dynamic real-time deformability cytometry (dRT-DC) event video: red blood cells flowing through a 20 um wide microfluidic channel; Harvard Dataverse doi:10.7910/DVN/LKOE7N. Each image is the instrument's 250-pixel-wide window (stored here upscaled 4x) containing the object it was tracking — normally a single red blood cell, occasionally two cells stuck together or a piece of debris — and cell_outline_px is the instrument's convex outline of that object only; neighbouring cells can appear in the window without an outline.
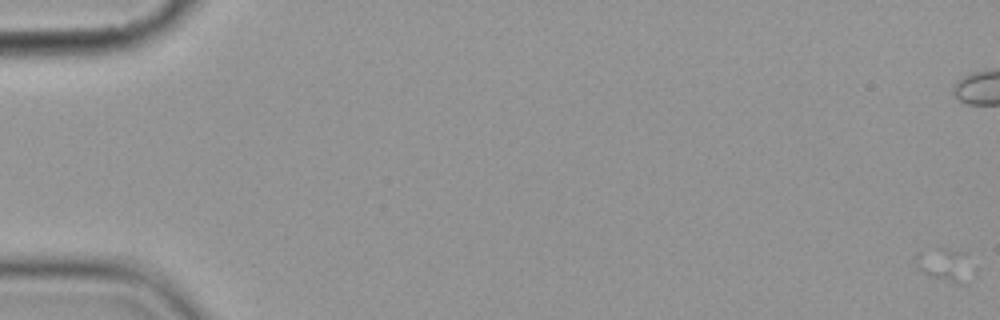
{"species": "common noctule bat (a hibernating species)", "species_latin": "Nyctalus noctula", "temperature_condition": "cold", "stored_images_in_passage": 10, "camera_frame_rate_fps": 3000, "um_per_image_px": 0.085, "animal": {"sex": "female", "body_mass_g": 19.9}, "frame": {"image": 1, "passage_image": 1, "time_ms": 0.0, "image_size_px": [1000, 320], "cell_outline_px": [[968, 284], [956, 284], [928, 276], [916, 264], [916, 256], [920, 252], [940, 244], [968, 252]], "centroid_in_image_um": [80.31, 22.43], "position_along_channel_um": 4.7, "area_um2": 11.33}}
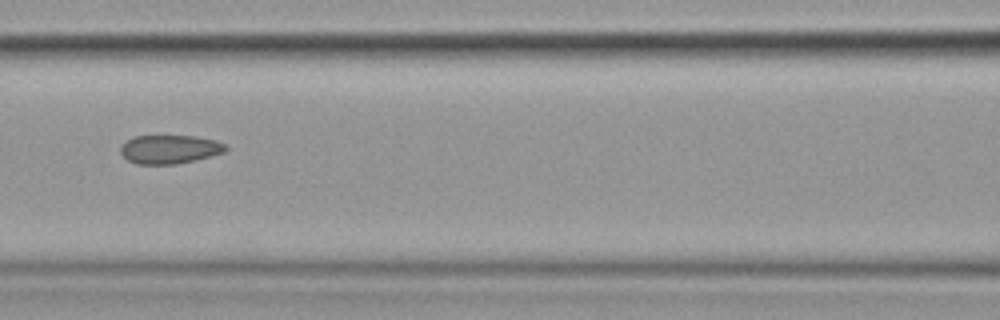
{"frame": {"image": 2, "passage_image": 10, "time_ms": 10.667, "image_size_px": [1000, 320], "cell_outline_px": [[228, 148], [224, 152], [196, 160], [176, 164], [136, 164], [128, 160], [120, 152], [120, 144], [132, 136], [196, 136], [216, 140], [228, 144]], "centroid_in_image_um": [14.42, 12.68], "position_along_channel_um": 152.2, "area_um2": 17.8}}